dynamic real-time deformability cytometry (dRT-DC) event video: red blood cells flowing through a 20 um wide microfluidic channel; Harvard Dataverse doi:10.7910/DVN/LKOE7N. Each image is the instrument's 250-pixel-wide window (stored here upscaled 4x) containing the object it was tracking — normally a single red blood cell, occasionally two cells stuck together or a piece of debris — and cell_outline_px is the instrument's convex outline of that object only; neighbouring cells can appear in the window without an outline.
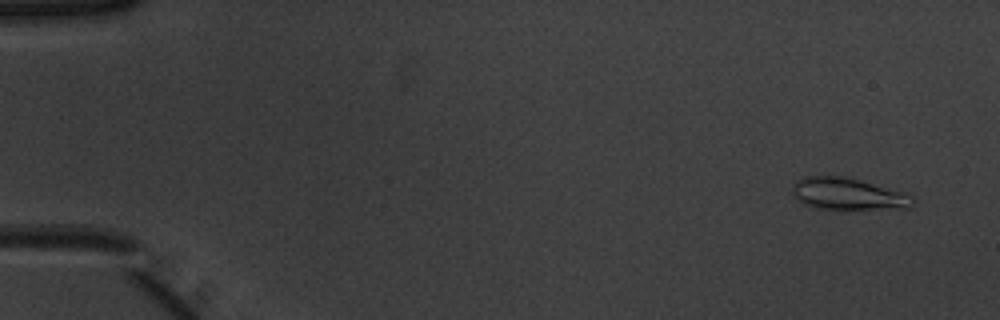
{"species": "common noctule bat (a hibernating species)", "species_latin": "Nyctalus noctula", "temperature_condition": "warm", "stored_images_in_passage": 16, "camera_frame_rate_fps": 3000, "um_per_image_px": 0.085, "animal": {"sex": "male", "body_mass_g": 20.1, "forearm_length_mm": 53.5}, "frame": {"image": 1, "passage_image": 3, "time_ms": 0.667, "image_size_px": [1000, 320], "cell_outline_px": [[916, 200], [912, 208], [836, 212], [816, 208], [804, 204], [792, 196], [792, 184], [796, 180], [804, 176], [844, 176], [860, 180], [904, 192], [912, 196]], "centroid_in_image_um": [72.09, 16.54], "position_along_channel_um": 12.9, "area_um2": 23.7}}
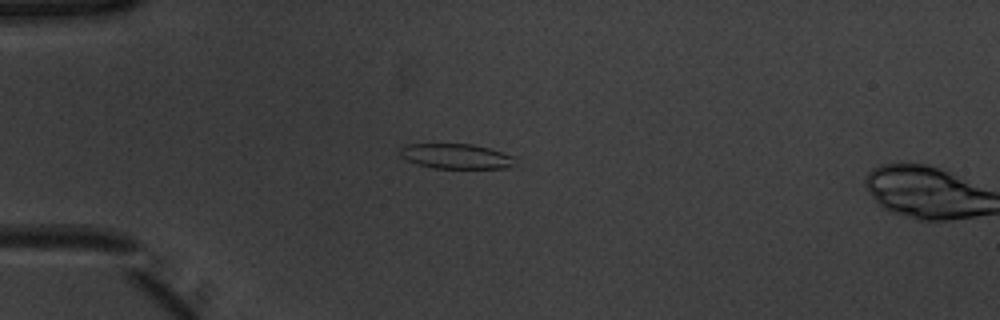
{"frame": {"image": 2, "passage_image": 14, "time_ms": 4.333, "image_size_px": [1000, 320], "cell_outline_px": [[512, 164], [508, 168], [432, 168], [416, 164], [400, 156], [400, 148], [404, 144], [472, 144], [488, 148], [512, 156]], "centroid_in_image_um": [38.68, 13.28], "position_along_channel_um": 46.3, "area_um2": 16.53}}